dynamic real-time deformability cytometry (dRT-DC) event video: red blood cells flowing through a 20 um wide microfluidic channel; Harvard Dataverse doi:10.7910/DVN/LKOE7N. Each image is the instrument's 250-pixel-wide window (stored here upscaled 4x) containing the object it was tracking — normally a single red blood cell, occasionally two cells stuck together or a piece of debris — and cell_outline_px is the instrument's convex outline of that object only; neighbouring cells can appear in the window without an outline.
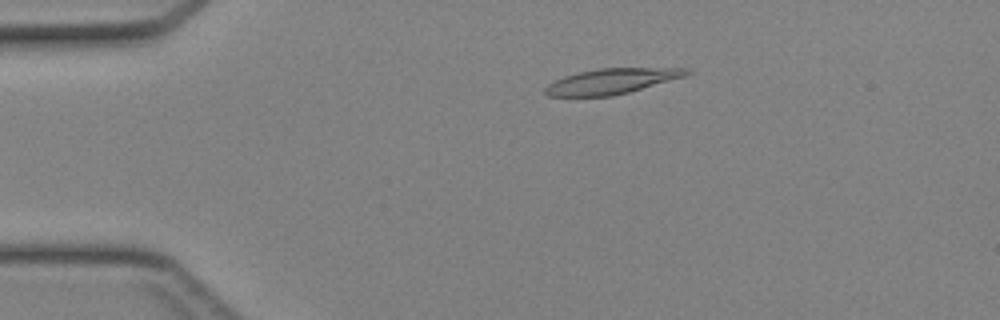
{"species": "Egyptian fruit bat (a non-hibernating species)", "species_latin": "Rousettus aegyptiacus", "temperature_condition": "cold", "stored_images_in_passage": 44, "camera_frame_rate_fps": 3000, "um_per_image_px": 0.085, "animal": {"sex": "female"}, "frame": {"image": 1, "passage_image": 9, "time_ms": 2.667, "image_size_px": [1000, 320], "cell_outline_px": [[696, 72], [684, 76], [628, 92], [612, 96], [548, 96], [544, 92], [544, 88], [552, 80], [564, 76], [596, 68], [692, 68]], "centroid_in_image_um": [51.98, 6.89], "position_along_channel_um": 33.0, "area_um2": 20.92}}
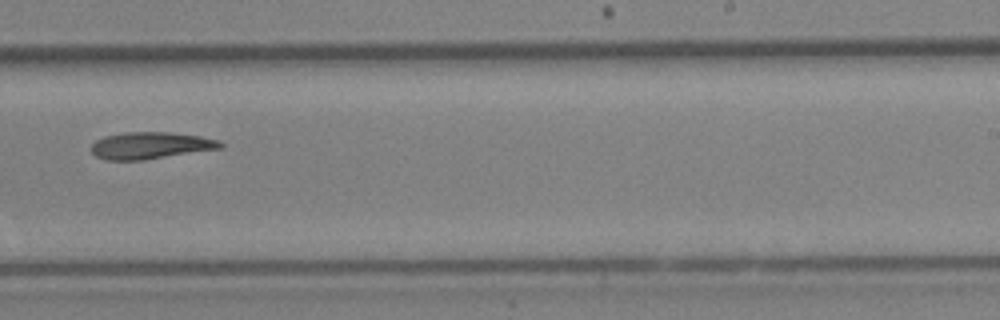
{"frame": {"image": 2, "passage_image": 28, "time_ms": 9.0, "image_size_px": [1000, 320], "cell_outline_px": [[224, 148], [144, 160], [104, 160], [96, 156], [92, 152], [92, 144], [96, 140], [104, 136], [128, 132], [168, 132], [200, 136], [220, 140], [224, 144]], "centroid_in_image_um": [12.83, 12.37], "position_along_channel_um": 276.2, "area_um2": 20.35}}
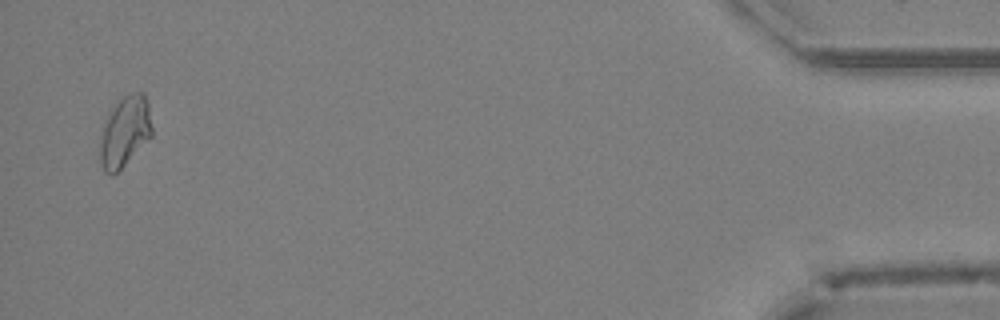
{"frame": {"image": 3, "passage_image": 43, "time_ms": 14.0, "image_size_px": [1000, 320], "cell_outline_px": [[152, 136], [112, 176], [104, 172], [100, 164], [100, 144], [104, 120], [108, 112], [124, 96], [132, 92], [144, 92], [148, 104], [152, 128]], "centroid_in_image_um": [10.6, 11.18], "position_along_channel_um": 424.6, "area_um2": 21.21}}